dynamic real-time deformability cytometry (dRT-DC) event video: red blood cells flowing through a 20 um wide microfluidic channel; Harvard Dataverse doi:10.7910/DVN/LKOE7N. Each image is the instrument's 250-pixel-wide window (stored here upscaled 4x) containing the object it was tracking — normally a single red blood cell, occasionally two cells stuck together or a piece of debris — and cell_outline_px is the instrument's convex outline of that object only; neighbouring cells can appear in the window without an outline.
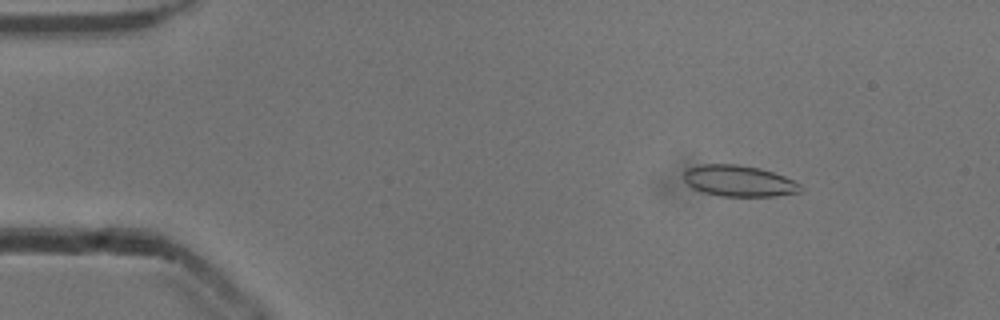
{"species": "common noctule bat (a hibernating species)", "species_latin": "Nyctalus noctula", "temperature_condition": "cold", "stored_images_in_passage": 53, "camera_frame_rate_fps": 3000, "um_per_image_px": 0.085, "animal": {"sex": "male", "body_mass_g": 13.3}, "frame": {"image": 1, "passage_image": 7, "time_ms": 2.0, "image_size_px": [1000, 320], "cell_outline_px": [[804, 188], [800, 192], [776, 196], [720, 196], [704, 192], [692, 188], [684, 180], [684, 172], [688, 168], [700, 164], [736, 164], [760, 168], [784, 176], [800, 184]], "centroid_in_image_um": [62.81, 15.38], "position_along_channel_um": 22.2, "area_um2": 21.21}}
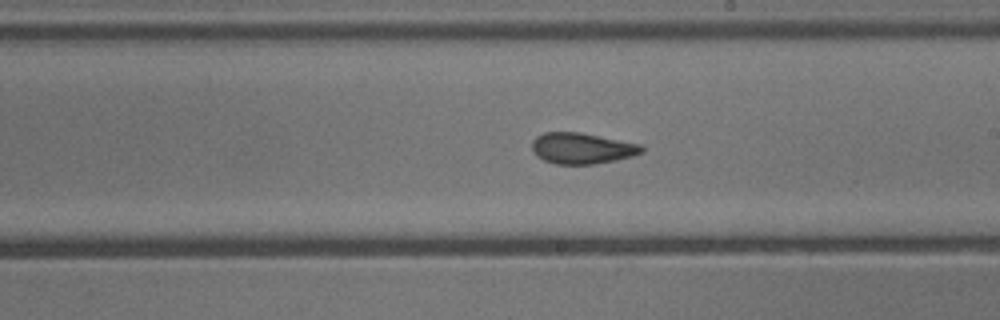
{"frame": {"image": 2, "passage_image": 30, "time_ms": 9.667, "image_size_px": [1000, 320], "cell_outline_px": [[644, 152], [632, 156], [616, 160], [592, 164], [556, 164], [544, 160], [536, 156], [532, 148], [532, 140], [536, 136], [544, 132], [580, 132], [640, 144], [644, 148]], "centroid_in_image_um": [49.45, 12.6], "position_along_channel_um": 239.6, "area_um2": 19.83}}
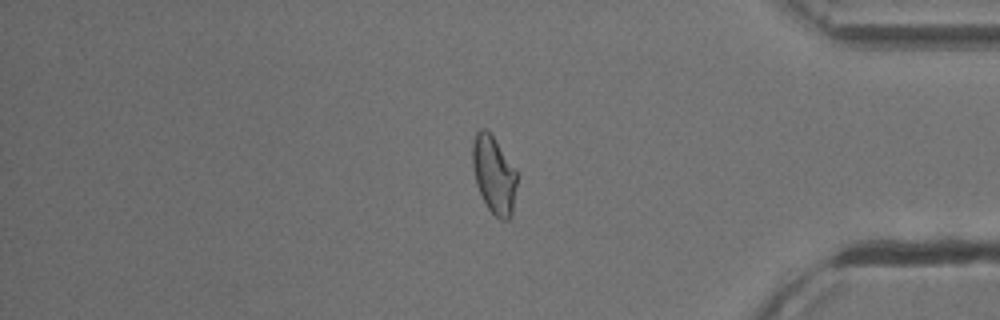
{"frame": {"image": 3, "passage_image": 44, "time_ms": 14.333, "image_size_px": [1000, 320], "cell_outline_px": [[516, 184], [512, 216], [508, 220], [500, 220], [488, 208], [476, 184], [472, 168], [472, 140], [476, 132], [480, 128], [484, 128], [492, 136], [516, 168]], "centroid_in_image_um": [41.97, 14.85], "position_along_channel_um": 393.2, "area_um2": 20.06}, "authors_computed_cell_mechanics": {"area_um2": 20.4612, "velocity_mm_per_s": 3.8775, "shape_relaxation_time_tau1_ms": null, "shape_relaxation_time_tau2_ms": 1.4932, "deformation_change_tau1": null, "deformation_change_tau2": 0.0596}}